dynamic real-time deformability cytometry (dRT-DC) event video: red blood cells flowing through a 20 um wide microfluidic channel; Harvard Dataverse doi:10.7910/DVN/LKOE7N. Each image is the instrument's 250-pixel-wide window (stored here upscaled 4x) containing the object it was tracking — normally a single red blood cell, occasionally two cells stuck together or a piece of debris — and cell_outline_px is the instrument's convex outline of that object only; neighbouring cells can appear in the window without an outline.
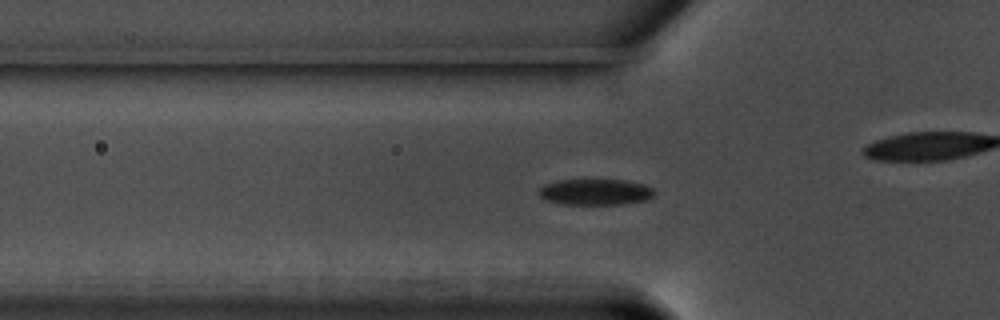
{"species": "common noctule bat (a hibernating species)", "species_latin": "Nyctalus noctula", "temperature_condition": "warm", "stored_images_in_passage": 59, "camera_frame_rate_fps": 3000, "um_per_image_px": 0.085, "animal": {"sex": "male", "body_mass_g": 17.5, "forearm_length_mm": 52.3}, "frame": {"image": 1, "passage_image": 20, "time_ms": 6.333, "image_size_px": [1000, 320], "cell_outline_px": [[656, 192], [648, 200], [624, 204], [564, 204], [548, 200], [540, 196], [540, 188], [544, 184], [560, 180], [624, 180], [644, 184], [652, 188]], "centroid_in_image_um": [50.66, 16.32], "position_along_channel_um": 75.1, "area_um2": 17.4}}
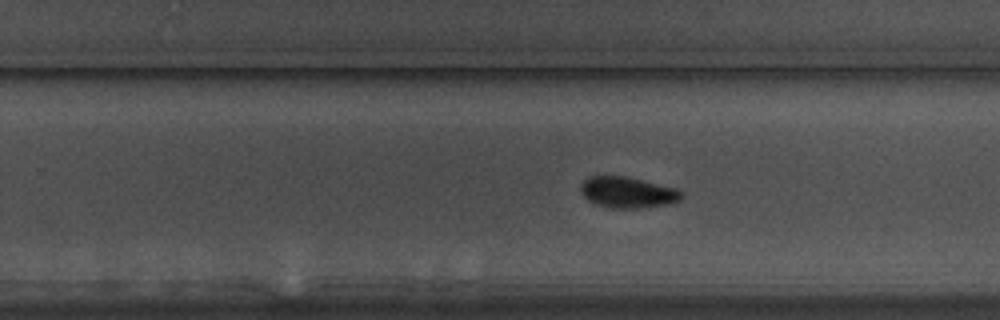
{"frame": {"image": 2, "passage_image": 37, "time_ms": 12.0, "image_size_px": [1000, 320], "cell_outline_px": [[684, 196], [680, 200], [668, 204], [636, 208], [608, 208], [596, 204], [588, 200], [580, 192], [580, 184], [588, 176], [624, 176], [676, 188], [684, 192]], "centroid_in_image_um": [53.33, 16.35], "position_along_channel_um": 276.5, "area_um2": 18.26}}
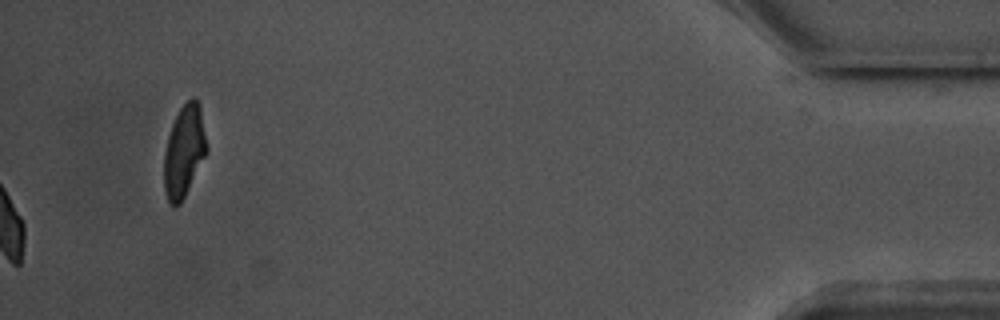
{"frame": {"image": 3, "passage_image": 59, "time_ms": 19.333, "image_size_px": [1000, 320], "cell_outline_px": [[208, 152], [180, 204], [172, 204], [168, 200], [164, 188], [164, 152], [168, 136], [172, 124], [180, 108], [192, 96], [196, 96], [200, 104], [208, 148]], "centroid_in_image_um": [15.67, 12.8], "position_along_channel_um": 419.5, "area_um2": 22.83}, "authors_computed_cell_mechanics": {"area_um2": 17.8024, "velocity_mm_per_s": 3.5629, "shape_relaxation_time_tau1_ms": 2.0115, "shape_relaxation_time_tau2_ms": 3.8848, "deformation_change_tau1": 0.0996, "deformation_change_tau2": 0.087}}